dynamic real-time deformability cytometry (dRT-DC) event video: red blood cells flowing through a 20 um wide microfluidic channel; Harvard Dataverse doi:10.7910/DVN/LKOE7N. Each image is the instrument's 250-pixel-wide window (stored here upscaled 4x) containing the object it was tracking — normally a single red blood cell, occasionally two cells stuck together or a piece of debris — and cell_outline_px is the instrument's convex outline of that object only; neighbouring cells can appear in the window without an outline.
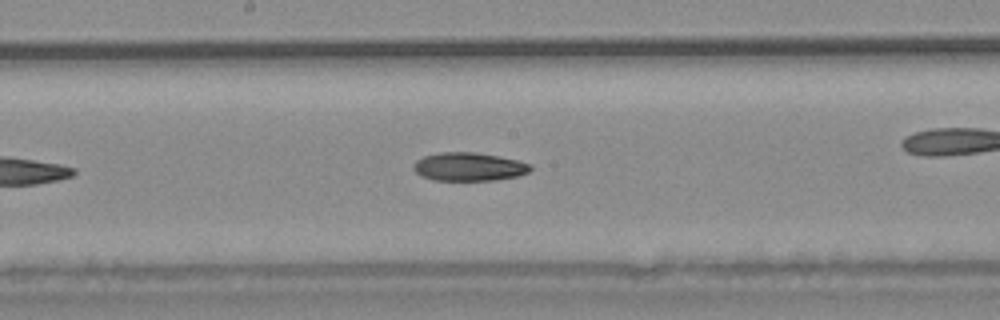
{"species": "common noctule bat (a hibernating species)", "species_latin": "Nyctalus noctula", "temperature_condition": "warm", "stored_images_in_passage": 14, "camera_frame_rate_fps": 3000, "um_per_image_px": 0.085, "animal": {"sex": "male", "body_mass_g": 20.4}, "frame": {"image": 1, "passage_image": 8, "time_ms": 2.333, "image_size_px": [1000, 320], "cell_outline_px": [[532, 168], [528, 172], [520, 176], [492, 180], [432, 180], [420, 176], [412, 168], [412, 164], [416, 160], [424, 156], [440, 152], [476, 152], [500, 156], [532, 164]], "centroid_in_image_um": [39.84, 14.17], "position_along_channel_um": 208.4, "area_um2": 19.54}}